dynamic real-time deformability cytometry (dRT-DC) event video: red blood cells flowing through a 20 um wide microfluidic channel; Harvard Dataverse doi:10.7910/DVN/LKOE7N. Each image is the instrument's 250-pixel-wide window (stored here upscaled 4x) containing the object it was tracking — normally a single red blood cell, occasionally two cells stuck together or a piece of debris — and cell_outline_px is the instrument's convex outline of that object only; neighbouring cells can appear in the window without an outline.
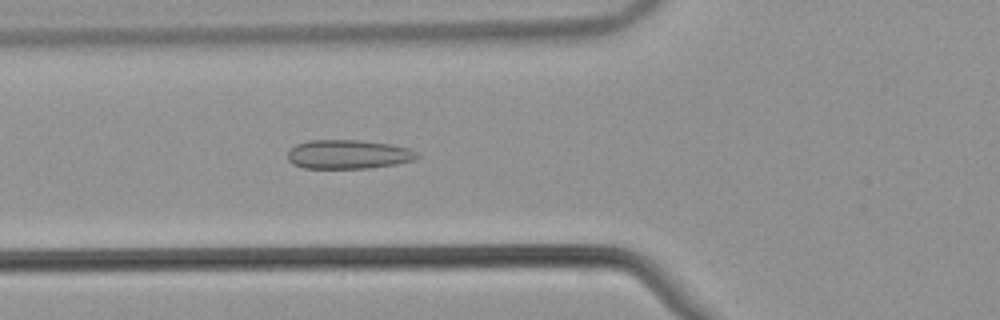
{"species": "common noctule bat (a hibernating species)", "species_latin": "Nyctalus noctula", "temperature_condition": "warm", "stored_images_in_passage": 49, "camera_frame_rate_fps": 3000, "um_per_image_px": 0.085, "animal": {"sex": "male", "body_mass_g": 21.5, "forearm_length_mm": 52.0}, "frame": {"image": 1, "passage_image": 16, "time_ms": 5.0, "image_size_px": [1000, 320], "cell_outline_px": [[420, 156], [412, 160], [396, 164], [368, 168], [304, 168], [292, 164], [288, 160], [288, 152], [296, 144], [308, 140], [360, 140], [388, 144], [408, 148], [416, 152]], "centroid_in_image_um": [29.57, 13.12], "position_along_channel_um": 96.2, "area_um2": 21.79}}
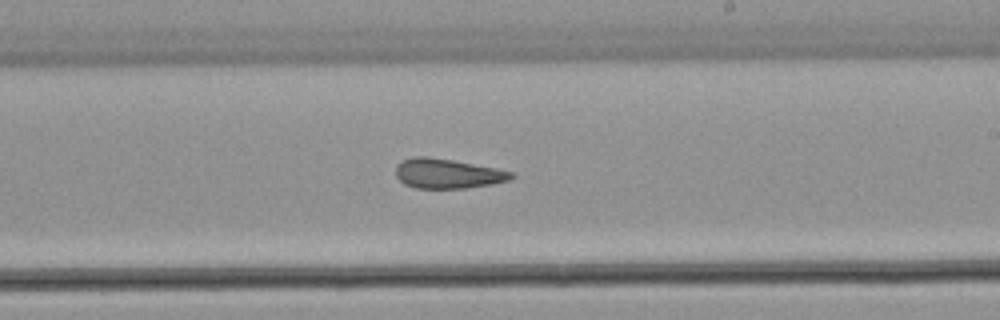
{"frame": {"image": 2, "passage_image": 28, "time_ms": 9.0, "image_size_px": [1000, 320], "cell_outline_px": [[516, 176], [508, 180], [492, 184], [464, 188], [416, 188], [404, 184], [396, 176], [396, 164], [400, 160], [412, 156], [428, 156], [452, 160], [496, 168], [512, 172]], "centroid_in_image_um": [38.0, 14.74], "position_along_channel_um": 251.0, "area_um2": 20.06}}
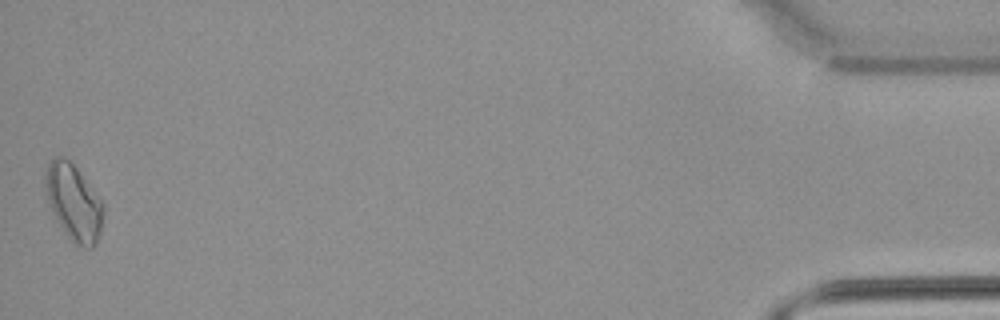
{"frame": {"image": 3, "passage_image": 49, "time_ms": 16.0, "image_size_px": [1000, 320], "cell_outline_px": [[104, 212], [100, 232], [96, 244], [92, 248], [84, 248], [72, 244], [60, 224], [48, 200], [44, 188], [44, 176], [48, 164], [56, 156], [64, 156], [76, 168], [104, 204]], "centroid_in_image_um": [6.27, 17.23], "position_along_channel_um": 428.9, "area_um2": 25.49}, "authors_computed_cell_mechanics": {"area_um2": 21.0392, "velocity_mm_per_s": 3.8701, "shape_relaxation_time_tau1_ms": null, "shape_relaxation_time_tau2_ms": 3.992, "deformation_change_tau1": null, "deformation_change_tau2": 0.0908}}